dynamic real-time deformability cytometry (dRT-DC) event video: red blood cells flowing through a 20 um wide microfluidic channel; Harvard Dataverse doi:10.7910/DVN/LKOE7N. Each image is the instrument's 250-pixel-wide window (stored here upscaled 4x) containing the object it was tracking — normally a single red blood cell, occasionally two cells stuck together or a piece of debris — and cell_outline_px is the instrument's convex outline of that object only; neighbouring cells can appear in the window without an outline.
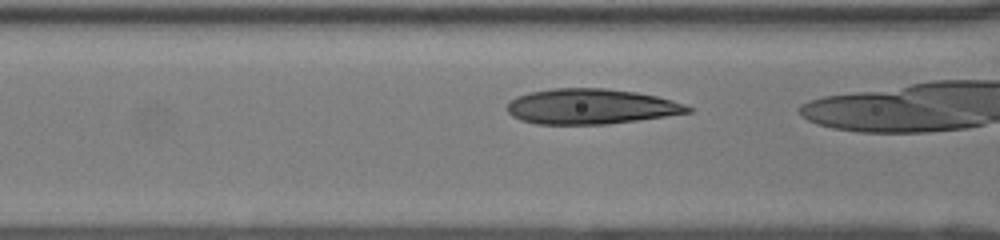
{"species": "human", "species_latin": "Homo sapiens", "temperature_condition": "room temperature", "stored_images_in_passage": 26, "camera_frame_rate_fps": 3000, "um_per_image_px": 0.085, "donor": {"sex": "female"}, "frame": {"image": 1, "passage_image": 7, "time_ms": 2.0, "image_size_px": [1000, 240], "cell_outline_px": [[692, 112], [608, 124], [536, 124], [520, 120], [512, 116], [508, 112], [508, 104], [516, 96], [528, 92], [552, 88], [604, 88], [636, 92], [656, 96], [672, 100], [684, 104], [692, 108]], "centroid_in_image_um": [50.2, 9.05], "position_along_channel_um": 116.4, "area_um2": 37.05}}
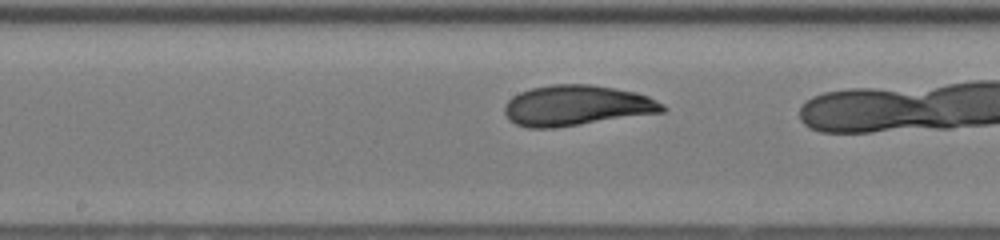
{"frame": {"image": 2, "passage_image": 13, "time_ms": 4.0, "image_size_px": [1000, 240], "cell_outline_px": [[668, 108], [664, 112], [552, 128], [528, 128], [516, 124], [508, 120], [504, 112], [504, 104], [512, 96], [520, 92], [532, 88], [552, 84], [592, 84], [636, 92], [648, 96], [664, 104]], "centroid_in_image_um": [49.0, 8.96], "position_along_channel_um": 199.2, "area_um2": 37.34}}
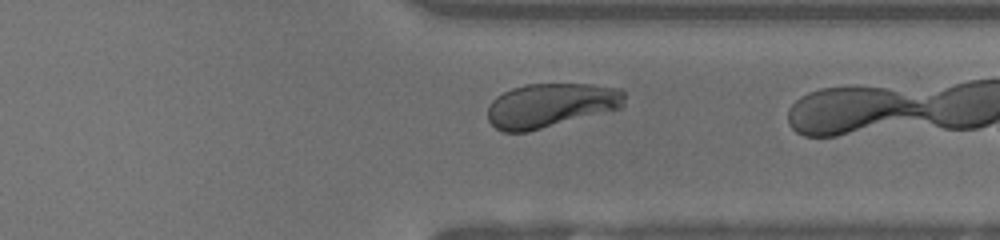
{"frame": {"image": 3, "passage_image": 25, "time_ms": 8.0, "image_size_px": [1000, 240], "cell_outline_px": [[624, 104], [620, 108], [528, 132], [504, 132], [496, 128], [488, 120], [488, 108], [492, 100], [496, 96], [512, 88], [528, 84], [592, 84], [620, 88], [624, 92]], "centroid_in_image_um": [46.8, 8.95], "position_along_channel_um": 364.6, "area_um2": 35.14}}